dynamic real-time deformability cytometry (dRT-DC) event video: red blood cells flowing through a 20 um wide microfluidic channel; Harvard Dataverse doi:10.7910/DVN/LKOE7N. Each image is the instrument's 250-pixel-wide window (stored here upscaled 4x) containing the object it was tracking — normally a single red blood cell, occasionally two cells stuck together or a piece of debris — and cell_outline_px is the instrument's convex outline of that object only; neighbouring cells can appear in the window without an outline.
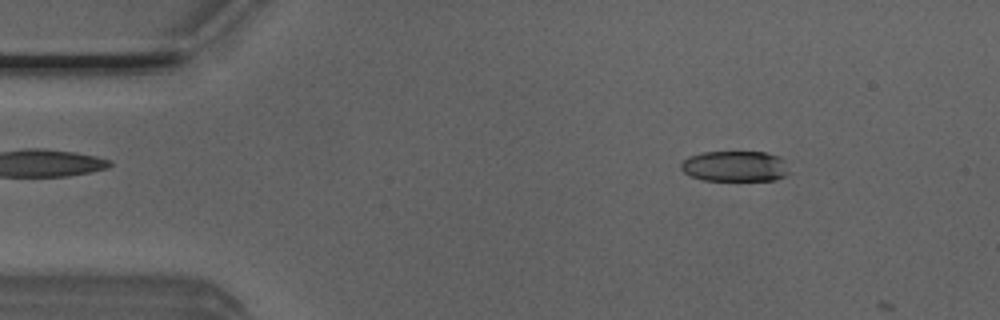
{"species": "Egyptian fruit bat (a non-hibernating species)", "species_latin": "Rousettus aegyptiacus", "temperature_condition": "room temperature", "stored_images_in_passage": 7, "camera_frame_rate_fps": 3000, "um_per_image_px": 0.085, "animal": {"sex": "male"}, "frame": {"image": 1, "passage_image": 6, "time_ms": 1.667, "image_size_px": [1000, 320], "cell_outline_px": [[792, 172], [776, 180], [704, 180], [692, 176], [684, 172], [680, 168], [680, 164], [688, 156], [704, 152], [768, 152], [780, 156], [784, 160]], "centroid_in_image_um": [62.53, 14.12], "position_along_channel_um": 22.5, "area_um2": 19.54}}